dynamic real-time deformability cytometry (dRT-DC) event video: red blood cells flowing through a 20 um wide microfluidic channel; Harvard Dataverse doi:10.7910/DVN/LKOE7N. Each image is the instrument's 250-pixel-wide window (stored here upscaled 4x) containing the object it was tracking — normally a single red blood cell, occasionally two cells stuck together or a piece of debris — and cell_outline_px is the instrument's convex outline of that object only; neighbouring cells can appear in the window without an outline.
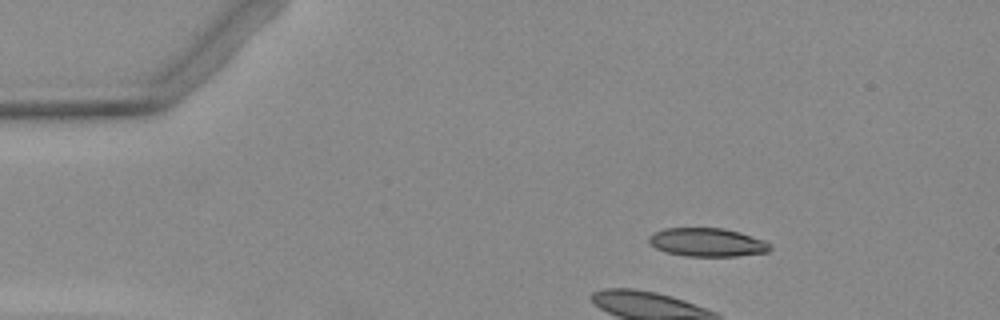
{"species": "Egyptian fruit bat (a non-hibernating species)", "species_latin": "Rousettus aegyptiacus", "temperature_condition": "warm", "stored_images_in_passage": 4, "camera_frame_rate_fps": 3000, "um_per_image_px": 0.085, "animal": {"sex": "female"}, "frame": {"image": 1, "passage_image": 1, "time_ms": 0.0, "image_size_px": [1000, 320], "cell_outline_px": [[772, 248], [768, 252], [736, 256], [688, 256], [668, 252], [656, 248], [648, 240], [648, 236], [664, 228], [724, 228], [740, 232], [764, 240]], "centroid_in_image_um": [60.13, 20.59], "position_along_channel_um": 24.9, "area_um2": 19.94}}